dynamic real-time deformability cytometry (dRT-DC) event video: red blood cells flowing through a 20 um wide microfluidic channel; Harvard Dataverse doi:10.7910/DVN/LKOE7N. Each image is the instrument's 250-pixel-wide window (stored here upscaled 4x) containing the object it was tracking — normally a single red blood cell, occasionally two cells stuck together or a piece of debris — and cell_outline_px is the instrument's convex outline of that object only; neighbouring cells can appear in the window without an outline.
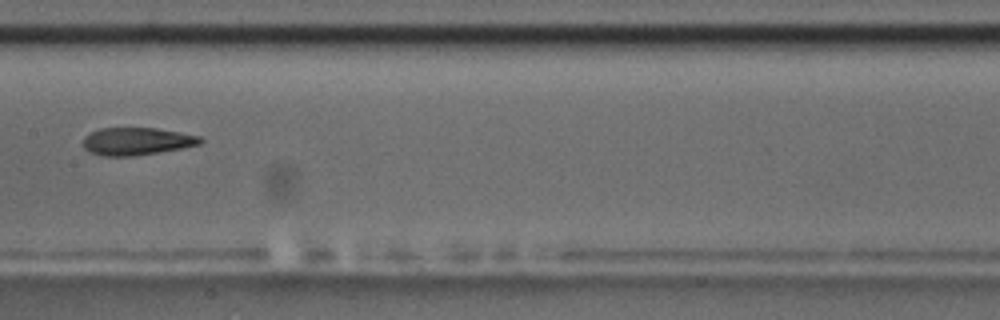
{"species": "common noctule bat (a hibernating species)", "species_latin": "Nyctalus noctula", "temperature_condition": "room temperature", "stored_images_in_passage": 8, "camera_frame_rate_fps": 3000, "um_per_image_px": 0.085, "animal": {"sex": "male", "body_mass_g": 17.5, "forearm_length_mm": 52.3}, "frame": {"image": 1, "passage_image": 7, "time_ms": 7.0, "image_size_px": [1000, 320], "cell_outline_px": [[204, 140], [200, 144], [180, 148], [132, 156], [100, 156], [88, 152], [84, 148], [84, 136], [100, 128], [156, 128], [180, 132], [200, 136]], "centroid_in_image_um": [11.6, 12.01], "position_along_channel_um": 195.8, "area_um2": 18.73}}